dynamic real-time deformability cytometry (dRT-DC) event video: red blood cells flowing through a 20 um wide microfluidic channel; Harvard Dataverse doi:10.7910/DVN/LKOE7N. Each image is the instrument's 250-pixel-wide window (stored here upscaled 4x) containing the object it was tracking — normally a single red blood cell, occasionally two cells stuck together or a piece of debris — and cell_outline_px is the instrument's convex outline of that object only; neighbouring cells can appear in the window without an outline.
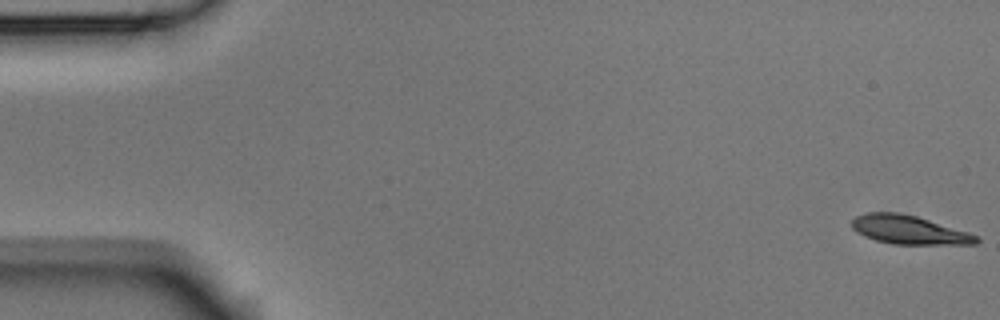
{"species": "Egyptian fruit bat (a non-hibernating species)", "species_latin": "Rousettus aegyptiacus", "temperature_condition": "room temperature", "stored_images_in_passage": 4, "camera_frame_rate_fps": 3000, "um_per_image_px": 0.085, "animal": {"sex": "male"}, "frame": {"image": 1, "passage_image": 1, "time_ms": 0.0, "image_size_px": [1000, 320], "cell_outline_px": [[980, 240], [976, 244], [892, 244], [876, 240], [864, 236], [856, 232], [852, 228], [852, 220], [856, 216], [868, 212], [900, 212], [916, 216], [968, 232], [980, 236]], "centroid_in_image_um": [77.26, 19.53], "position_along_channel_um": 7.7, "area_um2": 20.81}}
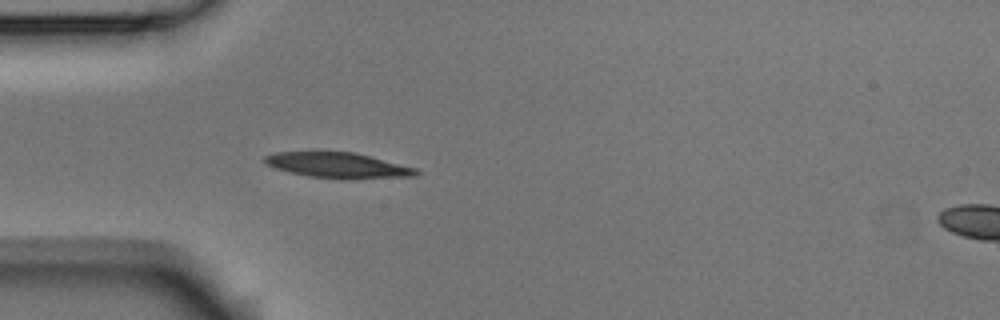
{"frame": {"image": 2, "passage_image": 4, "time_ms": 1.0, "image_size_px": [1000, 320], "cell_outline_px": [[420, 172], [416, 176], [344, 180], [308, 176], [276, 168], [268, 164], [264, 160], [264, 156], [276, 152], [316, 148], [352, 152], [416, 168]], "centroid_in_image_um": [28.66, 14.01], "position_along_channel_um": 56.3, "area_um2": 23.35}}